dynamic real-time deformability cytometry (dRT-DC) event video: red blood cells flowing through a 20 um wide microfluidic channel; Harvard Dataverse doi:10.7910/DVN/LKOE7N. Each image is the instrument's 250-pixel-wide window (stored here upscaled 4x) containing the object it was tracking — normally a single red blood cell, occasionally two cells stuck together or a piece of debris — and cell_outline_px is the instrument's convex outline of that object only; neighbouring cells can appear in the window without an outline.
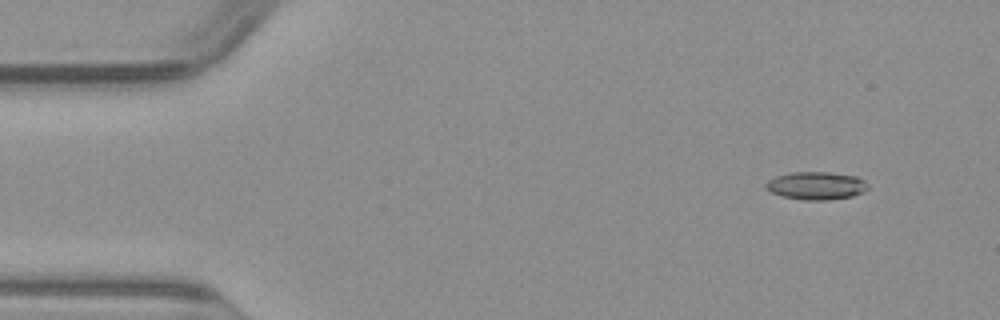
{"species": "common noctule bat (a hibernating species)", "species_latin": "Nyctalus noctula", "temperature_condition": "warm", "stored_images_in_passage": 51, "camera_frame_rate_fps": 3000, "um_per_image_px": 0.085, "animal": {"sex": "male", "body_mass_g": 23.1, "forearm_length_mm": 52.7}, "frame": {"image": 1, "passage_image": 5, "time_ms": 1.333, "image_size_px": [1000, 320], "cell_outline_px": [[868, 188], [864, 192], [852, 196], [828, 200], [804, 200], [780, 196], [764, 188], [764, 184], [768, 180], [776, 176], [792, 172], [828, 172], [856, 176], [864, 180], [868, 184]], "centroid_in_image_um": [69.36, 15.78], "position_along_channel_um": 15.6, "area_um2": 16.7}}
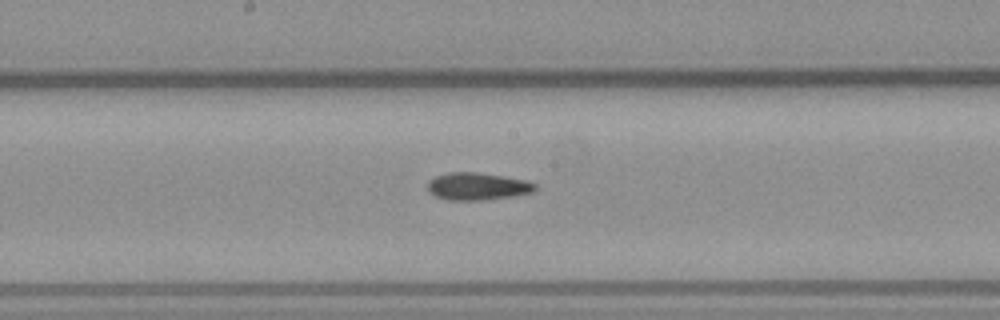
{"frame": {"image": 2, "passage_image": 26, "time_ms": 8.333, "image_size_px": [1000, 320], "cell_outline_px": [[536, 188], [532, 192], [512, 196], [484, 200], [448, 200], [436, 196], [428, 192], [428, 180], [436, 176], [448, 172], [476, 172], [504, 176], [528, 180], [536, 184]], "centroid_in_image_um": [40.57, 15.83], "position_along_channel_um": 207.6, "area_um2": 17.22}}
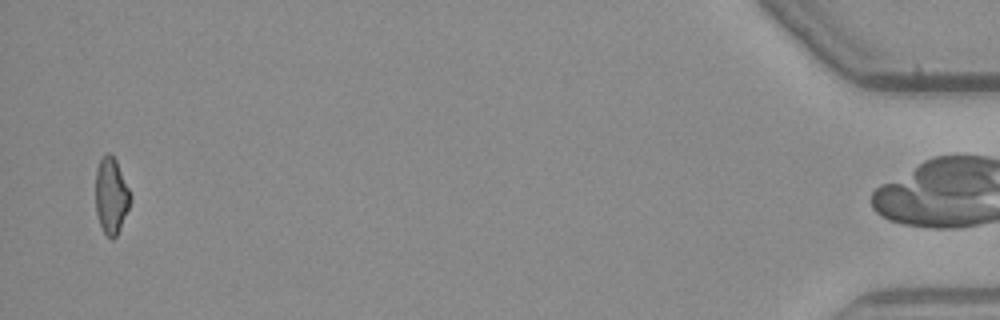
{"frame": {"image": 3, "passage_image": 49, "time_ms": 16.0, "image_size_px": [1000, 320], "cell_outline_px": [[132, 200], [120, 228], [116, 236], [112, 240], [104, 232], [100, 224], [96, 212], [96, 168], [100, 160], [108, 152], [116, 160], [132, 196]], "centroid_in_image_um": [9.46, 16.64], "position_along_channel_um": 425.7, "area_um2": 15.32}}